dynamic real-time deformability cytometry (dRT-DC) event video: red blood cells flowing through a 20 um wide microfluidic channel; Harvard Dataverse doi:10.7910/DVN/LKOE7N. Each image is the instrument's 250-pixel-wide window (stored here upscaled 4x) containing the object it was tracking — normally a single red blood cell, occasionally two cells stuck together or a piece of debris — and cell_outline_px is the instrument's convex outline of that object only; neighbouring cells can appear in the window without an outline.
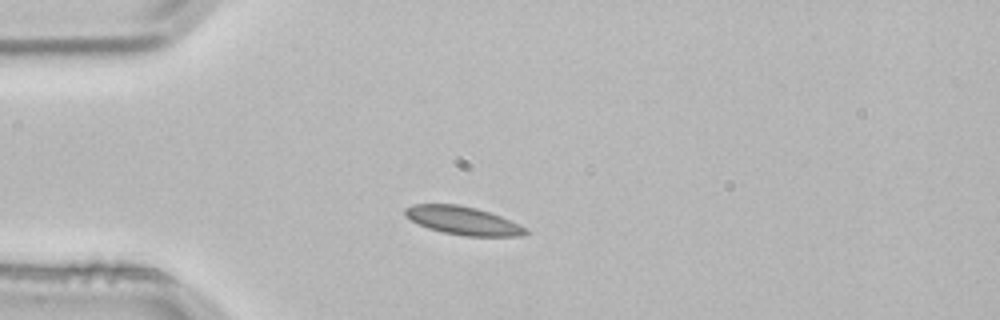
{"species": "common noctule bat (a hibernating species)", "species_latin": "Nyctalus noctula", "temperature_condition": "room temperature", "stored_images_in_passage": 1, "camera_frame_rate_fps": 3000, "um_per_image_px": 0.085, "animal": {"sex": "male", "body_mass_g": 21.5, "forearm_length_mm": 52.0}, "frame": {"image": 1, "passage_image": 1, "time_ms": 0.0, "image_size_px": [1000, 320], "cell_outline_px": [[532, 232], [524, 236], [464, 236], [444, 232], [428, 228], [404, 216], [404, 208], [412, 204], [456, 204], [476, 208], [500, 216]], "centroid_in_image_um": [39.33, 18.75], "position_along_channel_um": 45.7, "area_um2": 19.65}}